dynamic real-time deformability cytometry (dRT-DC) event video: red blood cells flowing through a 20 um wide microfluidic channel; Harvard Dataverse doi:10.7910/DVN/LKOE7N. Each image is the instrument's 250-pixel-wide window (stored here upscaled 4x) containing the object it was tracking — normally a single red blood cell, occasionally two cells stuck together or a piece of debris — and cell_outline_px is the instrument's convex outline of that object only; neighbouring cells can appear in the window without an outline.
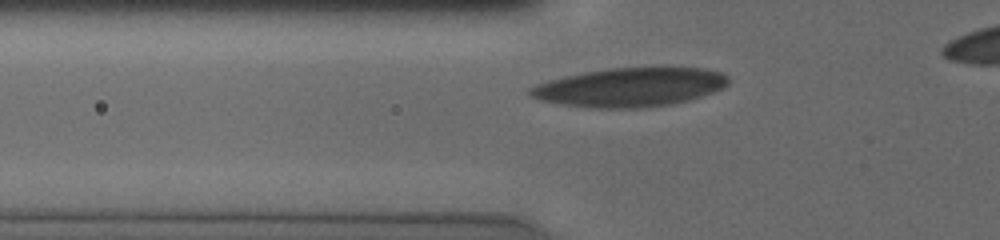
{"species": "human", "species_latin": "Homo sapiens", "temperature_condition": "cold", "stored_images_in_passage": 9, "camera_frame_rate_fps": 3000, "um_per_image_px": 0.085, "donor": {"sex": "male"}, "frame": {"image": 1, "passage_image": 6, "time_ms": 1.667, "image_size_px": [1000, 240], "cell_outline_px": [[728, 84], [724, 88], [688, 100], [672, 104], [640, 108], [592, 108], [564, 104], [540, 100], [528, 96], [528, 88], [536, 84], [548, 80], [564, 76], [608, 68], [700, 68], [720, 72], [728, 76]], "centroid_in_image_um": [53.51, 7.42], "position_along_channel_um": 72.3, "area_um2": 44.74}}